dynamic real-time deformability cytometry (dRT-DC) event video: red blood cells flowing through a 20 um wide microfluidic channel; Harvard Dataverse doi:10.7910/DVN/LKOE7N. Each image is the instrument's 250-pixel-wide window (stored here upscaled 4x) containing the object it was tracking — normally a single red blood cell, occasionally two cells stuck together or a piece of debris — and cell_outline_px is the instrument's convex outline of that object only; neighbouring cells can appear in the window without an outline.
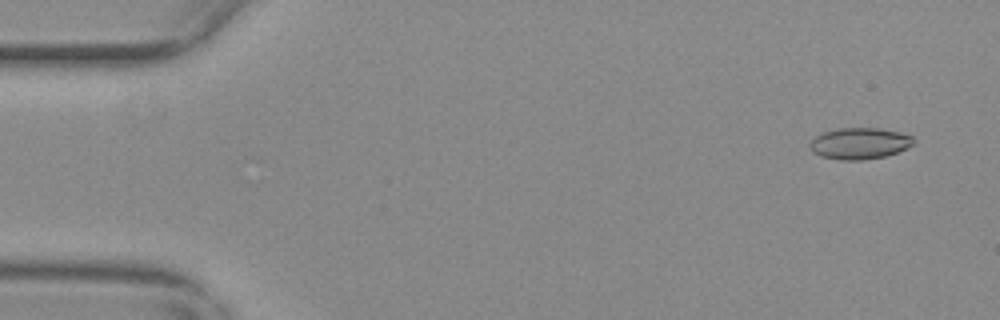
{"species": "common noctule bat (a hibernating species)", "species_latin": "Nyctalus noctula", "temperature_condition": "warm", "stored_images_in_passage": 56, "camera_frame_rate_fps": 3000, "um_per_image_px": 0.085, "animal": {"sex": "female", "body_mass_g": 29.2, "forearm_length_mm": 56.3}, "frame": {"image": 1, "passage_image": 4, "time_ms": 1.0, "image_size_px": [1000, 320], "cell_outline_px": [[916, 140], [908, 148], [884, 156], [860, 160], [840, 160], [820, 156], [812, 152], [808, 144], [816, 136], [824, 132], [836, 128], [880, 128], [900, 132], [912, 136]], "centroid_in_image_um": [73.05, 12.18], "position_along_channel_um": 11.9, "area_um2": 19.02}}
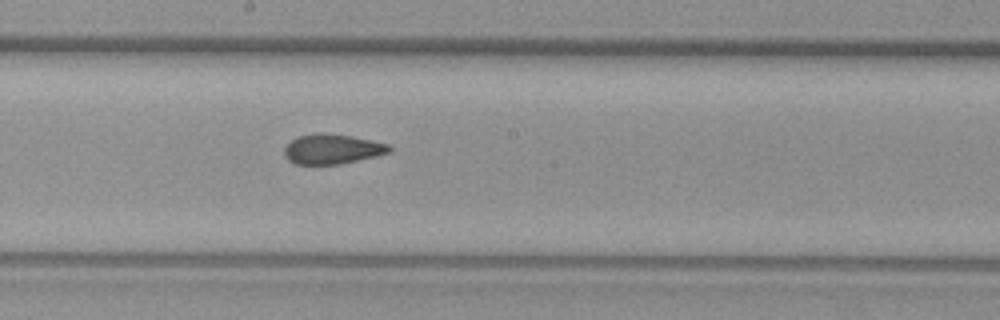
{"frame": {"image": 2, "passage_image": 31, "time_ms": 10.0, "image_size_px": [1000, 320], "cell_outline_px": [[392, 148], [388, 152], [376, 156], [340, 164], [296, 164], [288, 160], [284, 156], [284, 148], [296, 136], [320, 132], [352, 136], [372, 140], [388, 144]], "centroid_in_image_um": [28.21, 12.66], "position_along_channel_um": 220.0, "area_um2": 18.26}}
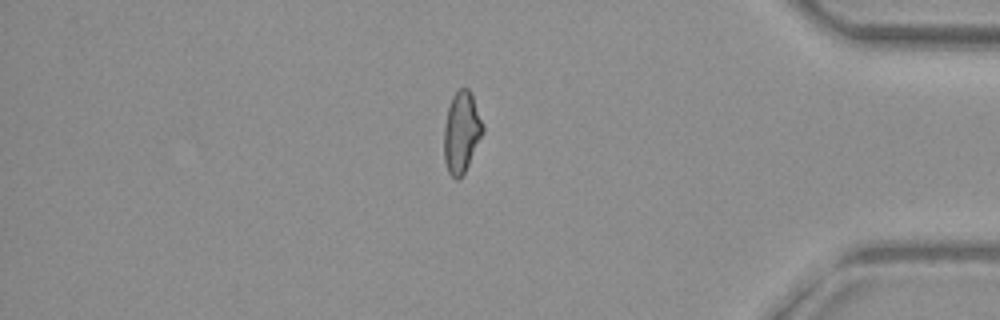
{"frame": {"image": 3, "passage_image": 48, "time_ms": 15.667, "image_size_px": [1000, 320], "cell_outline_px": [[484, 132], [464, 172], [456, 180], [448, 172], [444, 160], [444, 128], [448, 108], [452, 96], [460, 88], [468, 88], [472, 96], [484, 124]], "centroid_in_image_um": [39.23, 11.23], "position_along_channel_um": 396.0, "area_um2": 18.15}, "authors_computed_cell_mechanics": {"area_um2": 18.6983, "velocity_mm_per_s": 3.712, "shape_relaxation_time_tau1_ms": null, "shape_relaxation_time_tau2_ms": 2.0429, "deformation_change_tau1": null, "deformation_change_tau2": 0.0622}}